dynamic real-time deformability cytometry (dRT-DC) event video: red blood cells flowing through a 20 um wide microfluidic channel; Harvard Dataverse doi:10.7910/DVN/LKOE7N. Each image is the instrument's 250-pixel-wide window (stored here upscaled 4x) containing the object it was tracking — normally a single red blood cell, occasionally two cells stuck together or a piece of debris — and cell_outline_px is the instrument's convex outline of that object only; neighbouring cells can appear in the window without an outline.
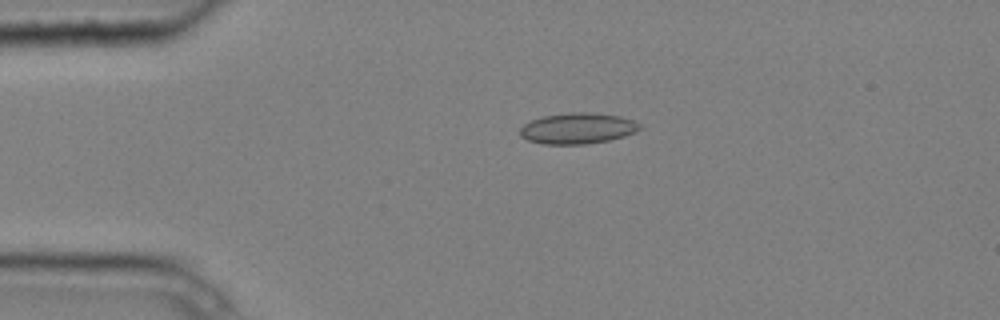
{"species": "common noctule bat (a hibernating species)", "species_latin": "Nyctalus noctula", "temperature_condition": "cold", "stored_images_in_passage": 4, "camera_frame_rate_fps": 3000, "um_per_image_px": 0.085, "animal": {"sex": "male", "body_mass_g": 20.4}, "frame": {"image": 1, "passage_image": 3, "time_ms": 0.667, "image_size_px": [1000, 320], "cell_outline_px": [[644, 128], [636, 132], [624, 136], [608, 140], [584, 144], [544, 144], [528, 140], [520, 136], [520, 128], [524, 124], [532, 120], [544, 116], [572, 112], [588, 112], [620, 116], [632, 120], [640, 124]], "centroid_in_image_um": [49.12, 10.91], "position_along_channel_um": 35.9, "area_um2": 21.5}}